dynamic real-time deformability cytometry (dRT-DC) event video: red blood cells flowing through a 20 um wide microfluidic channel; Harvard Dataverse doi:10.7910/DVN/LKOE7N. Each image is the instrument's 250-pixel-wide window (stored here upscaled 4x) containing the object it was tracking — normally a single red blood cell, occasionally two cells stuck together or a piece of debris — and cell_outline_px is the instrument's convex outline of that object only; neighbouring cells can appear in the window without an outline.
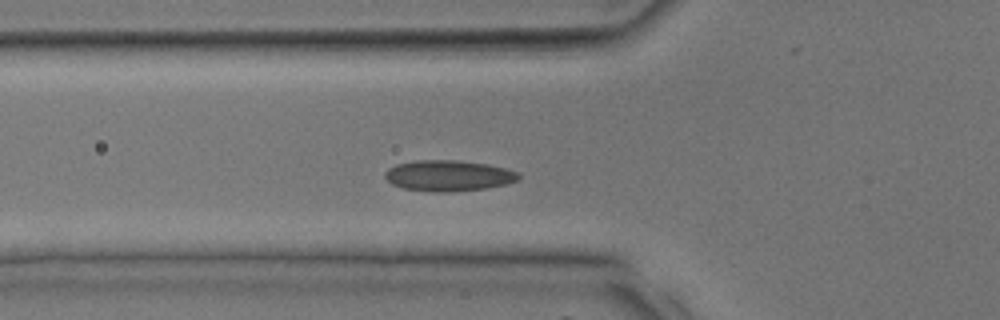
{"species": "common noctule bat (a hibernating species)", "species_latin": "Nyctalus noctula", "temperature_condition": "room temperature", "stored_images_in_passage": 28, "camera_frame_rate_fps": 3000, "um_per_image_px": 0.085, "animal": {"sex": "male", "body_mass_g": 17.9, "forearm_length_mm": 54.2}, "frame": {"image": 1, "passage_image": 5, "time_ms": 1.333, "image_size_px": [1000, 320], "cell_outline_px": [[520, 180], [504, 184], [484, 188], [448, 192], [432, 192], [404, 188], [392, 184], [384, 176], [384, 172], [388, 168], [396, 164], [416, 160], [456, 160], [488, 164], [520, 172]], "centroid_in_image_um": [38.11, 14.92], "position_along_channel_um": 87.7, "area_um2": 24.04}}
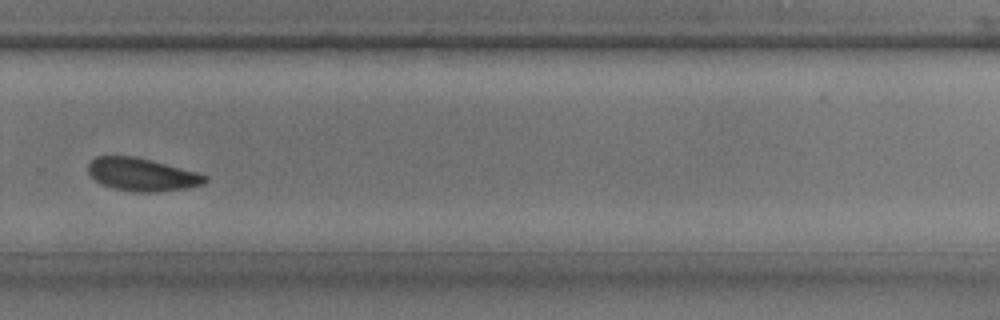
{"frame": {"image": 2, "passage_image": 17, "time_ms": 5.333, "image_size_px": [1000, 320], "cell_outline_px": [[208, 180], [204, 184], [188, 188], [156, 192], [136, 192], [112, 188], [100, 184], [88, 172], [88, 164], [96, 156], [136, 156], [196, 172], [208, 176]], "centroid_in_image_um": [12.07, 14.84], "position_along_channel_um": 317.7, "area_um2": 22.43}}
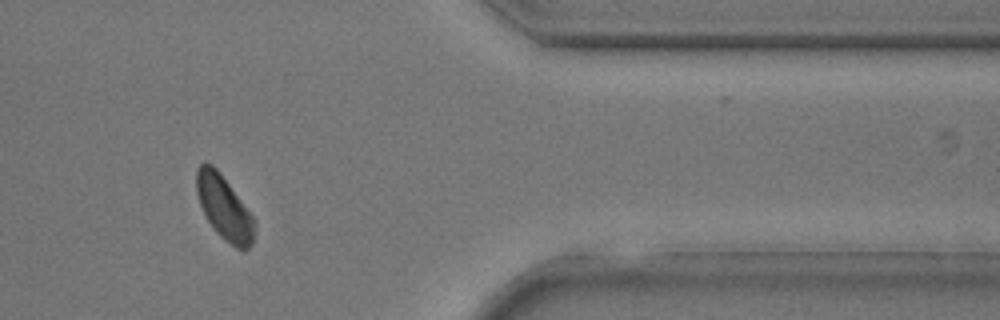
{"frame": {"image": 3, "passage_image": 22, "time_ms": 7.0, "image_size_px": [1000, 320], "cell_outline_px": [[256, 224], [252, 244], [248, 248], [236, 248], [224, 240], [212, 228], [200, 204], [196, 192], [196, 168], [204, 160], [212, 164], [220, 172], [256, 220]], "centroid_in_image_um": [19.05, 17.62], "position_along_channel_um": 392.4, "area_um2": 21.73}}